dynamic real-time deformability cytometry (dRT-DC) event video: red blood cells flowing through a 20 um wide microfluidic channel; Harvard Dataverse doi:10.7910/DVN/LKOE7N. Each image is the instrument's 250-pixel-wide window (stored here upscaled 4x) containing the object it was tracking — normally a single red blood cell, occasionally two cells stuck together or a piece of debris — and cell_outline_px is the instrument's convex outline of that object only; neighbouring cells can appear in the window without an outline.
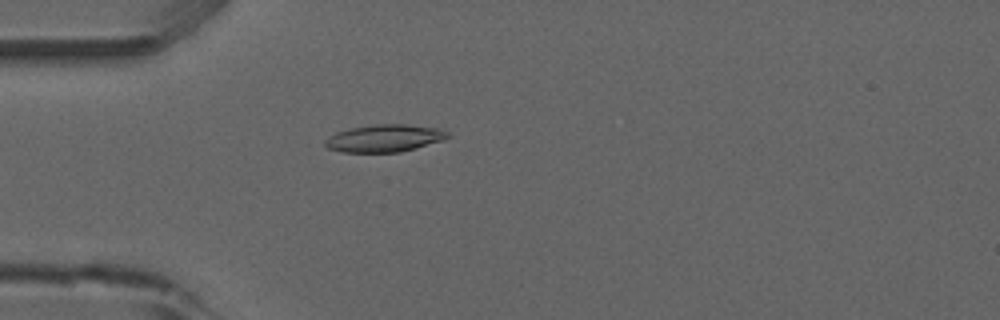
{"species": "common noctule bat (a hibernating species)", "species_latin": "Nyctalus noctula", "temperature_condition": "room temperature", "stored_images_in_passage": 45, "camera_frame_rate_fps": 3000, "um_per_image_px": 0.085, "animal": {"sex": "male", "forearm_length_mm": 52.5}, "frame": {"image": 1, "passage_image": 8, "time_ms": 2.333, "image_size_px": [1000, 320], "cell_outline_px": [[452, 136], [444, 140], [416, 148], [400, 152], [340, 152], [328, 148], [324, 144], [324, 140], [336, 132], [352, 128], [376, 124], [408, 124], [440, 128], [448, 132]], "centroid_in_image_um": [32.72, 11.75], "position_along_channel_um": 52.3, "area_um2": 19.71}}
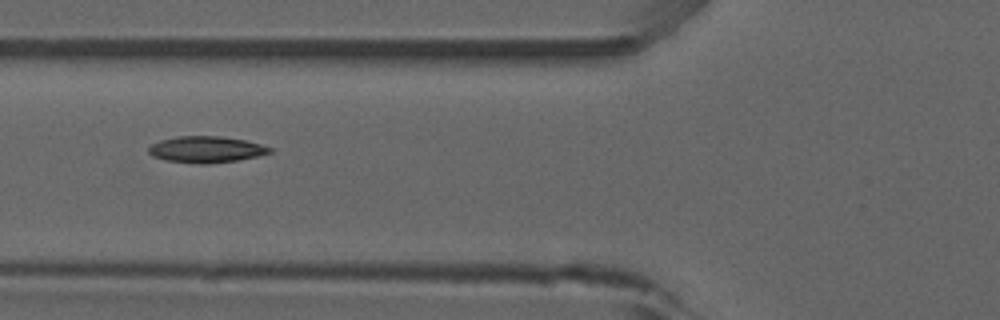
{"frame": {"image": 2, "passage_image": 13, "time_ms": 4.0, "image_size_px": [1000, 320], "cell_outline_px": [[272, 152], [256, 156], [236, 160], [208, 164], [200, 164], [164, 160], [152, 156], [148, 152], [148, 148], [152, 144], [160, 140], [180, 136], [220, 136], [244, 140], [260, 144], [272, 148]], "centroid_in_image_um": [17.49, 12.7], "position_along_channel_um": 108.3, "area_um2": 18.5}}
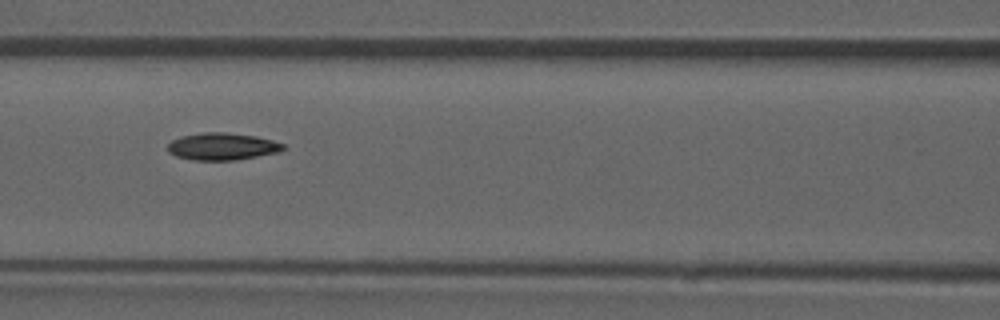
{"frame": {"image": 3, "passage_image": 16, "time_ms": 5.0, "image_size_px": [1000, 320], "cell_outline_px": [[288, 148], [280, 152], [236, 160], [192, 160], [176, 156], [168, 152], [168, 144], [172, 140], [180, 136], [204, 132], [224, 132], [256, 136], [272, 140], [284, 144]], "centroid_in_image_um": [18.91, 12.45], "position_along_channel_um": 147.7, "area_um2": 18.44}, "authors_computed_cell_mechanics": {"area_um2": 18.1492, "velocity_mm_per_s": 3.9071, "shape_relaxation_time_tau1_ms": 7.7519, "shape_relaxation_time_tau2_ms": null, "deformation_change_tau1": 0.1868, "deformation_change_tau2": null}}